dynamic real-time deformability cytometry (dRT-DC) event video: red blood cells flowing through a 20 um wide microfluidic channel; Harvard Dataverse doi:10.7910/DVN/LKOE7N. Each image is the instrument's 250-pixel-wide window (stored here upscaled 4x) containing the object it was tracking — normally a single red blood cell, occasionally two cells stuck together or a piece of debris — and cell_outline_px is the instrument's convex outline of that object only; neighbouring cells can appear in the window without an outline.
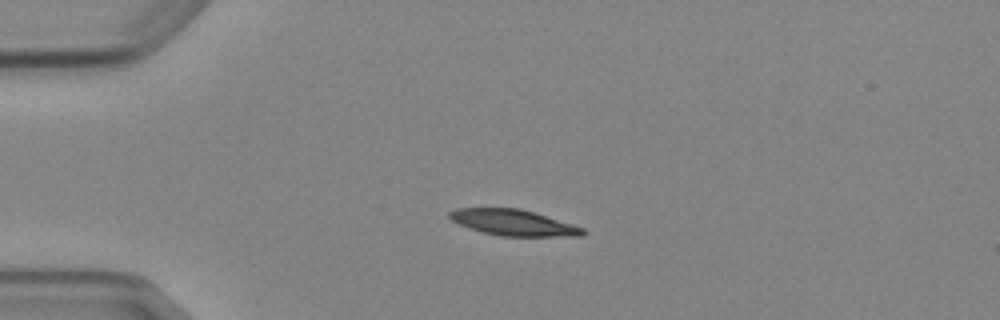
{"species": "Egyptian fruit bat (a non-hibernating species)", "species_latin": "Rousettus aegyptiacus", "temperature_condition": "cold", "stored_images_in_passage": 4, "camera_frame_rate_fps": 3000, "um_per_image_px": 0.085, "animal": {"sex": "female"}, "frame": {"image": 1, "passage_image": 3, "time_ms": 3.333, "image_size_px": [1000, 320], "cell_outline_px": [[588, 232], [584, 236], [500, 236], [468, 228], [452, 220], [448, 216], [448, 212], [456, 208], [520, 208], [584, 228]], "centroid_in_image_um": [43.64, 18.92], "position_along_channel_um": 41.4, "area_um2": 20.06}}